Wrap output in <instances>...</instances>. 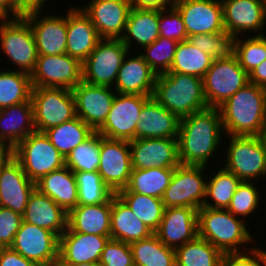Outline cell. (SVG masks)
<instances>
[{
  "label": "cell",
  "mask_w": 266,
  "mask_h": 266,
  "mask_svg": "<svg viewBox=\"0 0 266 266\" xmlns=\"http://www.w3.org/2000/svg\"><path fill=\"white\" fill-rule=\"evenodd\" d=\"M223 136L219 108H207L181 118L177 137L180 163L207 167L221 149Z\"/></svg>",
  "instance_id": "6da1fadb"
},
{
  "label": "cell",
  "mask_w": 266,
  "mask_h": 266,
  "mask_svg": "<svg viewBox=\"0 0 266 266\" xmlns=\"http://www.w3.org/2000/svg\"><path fill=\"white\" fill-rule=\"evenodd\" d=\"M219 110L225 135L261 136L266 129V89L249 82Z\"/></svg>",
  "instance_id": "7a4b0ae2"
},
{
  "label": "cell",
  "mask_w": 266,
  "mask_h": 266,
  "mask_svg": "<svg viewBox=\"0 0 266 266\" xmlns=\"http://www.w3.org/2000/svg\"><path fill=\"white\" fill-rule=\"evenodd\" d=\"M247 223L227 209H198V237L209 241L223 254L246 252L256 246L253 244L256 238ZM245 244L250 246L246 248Z\"/></svg>",
  "instance_id": "3957f363"
},
{
  "label": "cell",
  "mask_w": 266,
  "mask_h": 266,
  "mask_svg": "<svg viewBox=\"0 0 266 266\" xmlns=\"http://www.w3.org/2000/svg\"><path fill=\"white\" fill-rule=\"evenodd\" d=\"M152 97L179 119L208 108L203 79L187 74L157 75Z\"/></svg>",
  "instance_id": "277c9868"
},
{
  "label": "cell",
  "mask_w": 266,
  "mask_h": 266,
  "mask_svg": "<svg viewBox=\"0 0 266 266\" xmlns=\"http://www.w3.org/2000/svg\"><path fill=\"white\" fill-rule=\"evenodd\" d=\"M222 165L241 181L266 179V145L261 136H230ZM257 180V181H256Z\"/></svg>",
  "instance_id": "5b68a950"
},
{
  "label": "cell",
  "mask_w": 266,
  "mask_h": 266,
  "mask_svg": "<svg viewBox=\"0 0 266 266\" xmlns=\"http://www.w3.org/2000/svg\"><path fill=\"white\" fill-rule=\"evenodd\" d=\"M0 51L9 59L12 68L31 74L36 66L38 53L29 22L24 17L0 19Z\"/></svg>",
  "instance_id": "8992f818"
},
{
  "label": "cell",
  "mask_w": 266,
  "mask_h": 266,
  "mask_svg": "<svg viewBox=\"0 0 266 266\" xmlns=\"http://www.w3.org/2000/svg\"><path fill=\"white\" fill-rule=\"evenodd\" d=\"M11 155L34 183L65 166V158L50 142L48 136L36 130L19 142L11 150Z\"/></svg>",
  "instance_id": "52a82bcc"
},
{
  "label": "cell",
  "mask_w": 266,
  "mask_h": 266,
  "mask_svg": "<svg viewBox=\"0 0 266 266\" xmlns=\"http://www.w3.org/2000/svg\"><path fill=\"white\" fill-rule=\"evenodd\" d=\"M34 127L45 132L76 117L72 91L67 88L32 87Z\"/></svg>",
  "instance_id": "ba28073f"
},
{
  "label": "cell",
  "mask_w": 266,
  "mask_h": 266,
  "mask_svg": "<svg viewBox=\"0 0 266 266\" xmlns=\"http://www.w3.org/2000/svg\"><path fill=\"white\" fill-rule=\"evenodd\" d=\"M203 79V92L208 108H219L238 90L249 83L248 73L232 55L213 60Z\"/></svg>",
  "instance_id": "9c48e42d"
},
{
  "label": "cell",
  "mask_w": 266,
  "mask_h": 266,
  "mask_svg": "<svg viewBox=\"0 0 266 266\" xmlns=\"http://www.w3.org/2000/svg\"><path fill=\"white\" fill-rule=\"evenodd\" d=\"M129 49L121 39L101 38L82 63V81L114 87L118 71Z\"/></svg>",
  "instance_id": "30bf717a"
},
{
  "label": "cell",
  "mask_w": 266,
  "mask_h": 266,
  "mask_svg": "<svg viewBox=\"0 0 266 266\" xmlns=\"http://www.w3.org/2000/svg\"><path fill=\"white\" fill-rule=\"evenodd\" d=\"M206 169L209 168L182 164L175 167L169 186L161 198L164 207L200 209L206 198Z\"/></svg>",
  "instance_id": "8fae6325"
},
{
  "label": "cell",
  "mask_w": 266,
  "mask_h": 266,
  "mask_svg": "<svg viewBox=\"0 0 266 266\" xmlns=\"http://www.w3.org/2000/svg\"><path fill=\"white\" fill-rule=\"evenodd\" d=\"M82 62L67 53L38 55L30 74L33 87L67 88L72 90L82 81Z\"/></svg>",
  "instance_id": "7c38bea8"
},
{
  "label": "cell",
  "mask_w": 266,
  "mask_h": 266,
  "mask_svg": "<svg viewBox=\"0 0 266 266\" xmlns=\"http://www.w3.org/2000/svg\"><path fill=\"white\" fill-rule=\"evenodd\" d=\"M151 97L116 93L105 122L96 131L110 139L129 142L136 139L140 111Z\"/></svg>",
  "instance_id": "4fadbf2b"
},
{
  "label": "cell",
  "mask_w": 266,
  "mask_h": 266,
  "mask_svg": "<svg viewBox=\"0 0 266 266\" xmlns=\"http://www.w3.org/2000/svg\"><path fill=\"white\" fill-rule=\"evenodd\" d=\"M10 248L39 266H51L59 259V236L22 221Z\"/></svg>",
  "instance_id": "5bb4252c"
},
{
  "label": "cell",
  "mask_w": 266,
  "mask_h": 266,
  "mask_svg": "<svg viewBox=\"0 0 266 266\" xmlns=\"http://www.w3.org/2000/svg\"><path fill=\"white\" fill-rule=\"evenodd\" d=\"M131 171L129 141L110 139L101 135L98 173L114 194L126 188Z\"/></svg>",
  "instance_id": "9a60e30c"
},
{
  "label": "cell",
  "mask_w": 266,
  "mask_h": 266,
  "mask_svg": "<svg viewBox=\"0 0 266 266\" xmlns=\"http://www.w3.org/2000/svg\"><path fill=\"white\" fill-rule=\"evenodd\" d=\"M43 12V10L31 11L23 16L31 26L38 55L65 54L67 45V10L66 15L50 14V12L42 14Z\"/></svg>",
  "instance_id": "2e32d148"
},
{
  "label": "cell",
  "mask_w": 266,
  "mask_h": 266,
  "mask_svg": "<svg viewBox=\"0 0 266 266\" xmlns=\"http://www.w3.org/2000/svg\"><path fill=\"white\" fill-rule=\"evenodd\" d=\"M225 31L234 37L264 35L266 4L263 0H221ZM260 32V33H259ZM245 33V34H244Z\"/></svg>",
  "instance_id": "e0dca14e"
},
{
  "label": "cell",
  "mask_w": 266,
  "mask_h": 266,
  "mask_svg": "<svg viewBox=\"0 0 266 266\" xmlns=\"http://www.w3.org/2000/svg\"><path fill=\"white\" fill-rule=\"evenodd\" d=\"M71 91L76 116L96 131L105 122L117 92L110 86L91 85L83 81Z\"/></svg>",
  "instance_id": "ac0fdd59"
},
{
  "label": "cell",
  "mask_w": 266,
  "mask_h": 266,
  "mask_svg": "<svg viewBox=\"0 0 266 266\" xmlns=\"http://www.w3.org/2000/svg\"><path fill=\"white\" fill-rule=\"evenodd\" d=\"M173 6L181 14L188 37L225 31L221 0H181Z\"/></svg>",
  "instance_id": "d6986e66"
},
{
  "label": "cell",
  "mask_w": 266,
  "mask_h": 266,
  "mask_svg": "<svg viewBox=\"0 0 266 266\" xmlns=\"http://www.w3.org/2000/svg\"><path fill=\"white\" fill-rule=\"evenodd\" d=\"M35 183L24 173L20 163L10 154L0 165V206L24 215Z\"/></svg>",
  "instance_id": "ffe728a7"
},
{
  "label": "cell",
  "mask_w": 266,
  "mask_h": 266,
  "mask_svg": "<svg viewBox=\"0 0 266 266\" xmlns=\"http://www.w3.org/2000/svg\"><path fill=\"white\" fill-rule=\"evenodd\" d=\"M132 170L179 166L178 141L170 138H143L129 142Z\"/></svg>",
  "instance_id": "44dd1931"
},
{
  "label": "cell",
  "mask_w": 266,
  "mask_h": 266,
  "mask_svg": "<svg viewBox=\"0 0 266 266\" xmlns=\"http://www.w3.org/2000/svg\"><path fill=\"white\" fill-rule=\"evenodd\" d=\"M100 38L120 39L131 10L130 0H90L81 5Z\"/></svg>",
  "instance_id": "7402d4cb"
},
{
  "label": "cell",
  "mask_w": 266,
  "mask_h": 266,
  "mask_svg": "<svg viewBox=\"0 0 266 266\" xmlns=\"http://www.w3.org/2000/svg\"><path fill=\"white\" fill-rule=\"evenodd\" d=\"M167 247L176 249L198 236V210L192 207L165 208L155 232Z\"/></svg>",
  "instance_id": "603a6c76"
},
{
  "label": "cell",
  "mask_w": 266,
  "mask_h": 266,
  "mask_svg": "<svg viewBox=\"0 0 266 266\" xmlns=\"http://www.w3.org/2000/svg\"><path fill=\"white\" fill-rule=\"evenodd\" d=\"M125 56L113 89L119 94L152 96L157 74L135 52Z\"/></svg>",
  "instance_id": "cb8c5ba5"
},
{
  "label": "cell",
  "mask_w": 266,
  "mask_h": 266,
  "mask_svg": "<svg viewBox=\"0 0 266 266\" xmlns=\"http://www.w3.org/2000/svg\"><path fill=\"white\" fill-rule=\"evenodd\" d=\"M111 237L72 232L68 228L59 237V260L67 265L99 262Z\"/></svg>",
  "instance_id": "d4e9b609"
},
{
  "label": "cell",
  "mask_w": 266,
  "mask_h": 266,
  "mask_svg": "<svg viewBox=\"0 0 266 266\" xmlns=\"http://www.w3.org/2000/svg\"><path fill=\"white\" fill-rule=\"evenodd\" d=\"M99 37L90 17L80 6L67 9L66 53L82 63L95 49Z\"/></svg>",
  "instance_id": "484cf974"
},
{
  "label": "cell",
  "mask_w": 266,
  "mask_h": 266,
  "mask_svg": "<svg viewBox=\"0 0 266 266\" xmlns=\"http://www.w3.org/2000/svg\"><path fill=\"white\" fill-rule=\"evenodd\" d=\"M180 119L151 97L142 107L136 124V139H177Z\"/></svg>",
  "instance_id": "4316f807"
},
{
  "label": "cell",
  "mask_w": 266,
  "mask_h": 266,
  "mask_svg": "<svg viewBox=\"0 0 266 266\" xmlns=\"http://www.w3.org/2000/svg\"><path fill=\"white\" fill-rule=\"evenodd\" d=\"M68 213L36 188L31 193L23 221L55 232L59 237L67 229Z\"/></svg>",
  "instance_id": "83f0119b"
},
{
  "label": "cell",
  "mask_w": 266,
  "mask_h": 266,
  "mask_svg": "<svg viewBox=\"0 0 266 266\" xmlns=\"http://www.w3.org/2000/svg\"><path fill=\"white\" fill-rule=\"evenodd\" d=\"M34 131L32 100L0 110V143L10 150Z\"/></svg>",
  "instance_id": "f1b7e54d"
},
{
  "label": "cell",
  "mask_w": 266,
  "mask_h": 266,
  "mask_svg": "<svg viewBox=\"0 0 266 266\" xmlns=\"http://www.w3.org/2000/svg\"><path fill=\"white\" fill-rule=\"evenodd\" d=\"M112 197L105 203L77 205L68 212L67 228L72 232L110 237Z\"/></svg>",
  "instance_id": "f546056e"
},
{
  "label": "cell",
  "mask_w": 266,
  "mask_h": 266,
  "mask_svg": "<svg viewBox=\"0 0 266 266\" xmlns=\"http://www.w3.org/2000/svg\"><path fill=\"white\" fill-rule=\"evenodd\" d=\"M159 17V9L131 8L124 34L120 38L130 52L131 49L136 52V47L140 50L159 38Z\"/></svg>",
  "instance_id": "4dcf8cb0"
},
{
  "label": "cell",
  "mask_w": 266,
  "mask_h": 266,
  "mask_svg": "<svg viewBox=\"0 0 266 266\" xmlns=\"http://www.w3.org/2000/svg\"><path fill=\"white\" fill-rule=\"evenodd\" d=\"M35 188L50 197L67 213L78 205V187L74 173L64 166L35 182Z\"/></svg>",
  "instance_id": "1f68e13d"
},
{
  "label": "cell",
  "mask_w": 266,
  "mask_h": 266,
  "mask_svg": "<svg viewBox=\"0 0 266 266\" xmlns=\"http://www.w3.org/2000/svg\"><path fill=\"white\" fill-rule=\"evenodd\" d=\"M151 234L153 232L137 218L117 194H114L111 209V239L131 244L147 238Z\"/></svg>",
  "instance_id": "d6a6232c"
},
{
  "label": "cell",
  "mask_w": 266,
  "mask_h": 266,
  "mask_svg": "<svg viewBox=\"0 0 266 266\" xmlns=\"http://www.w3.org/2000/svg\"><path fill=\"white\" fill-rule=\"evenodd\" d=\"M175 168H150L132 170L128 185L120 191L162 198L169 186Z\"/></svg>",
  "instance_id": "836d02e7"
},
{
  "label": "cell",
  "mask_w": 266,
  "mask_h": 266,
  "mask_svg": "<svg viewBox=\"0 0 266 266\" xmlns=\"http://www.w3.org/2000/svg\"><path fill=\"white\" fill-rule=\"evenodd\" d=\"M213 172L211 175L208 174L206 198L202 207L227 209L241 180L222 165L218 167L216 172L215 170Z\"/></svg>",
  "instance_id": "e575fe53"
},
{
  "label": "cell",
  "mask_w": 266,
  "mask_h": 266,
  "mask_svg": "<svg viewBox=\"0 0 266 266\" xmlns=\"http://www.w3.org/2000/svg\"><path fill=\"white\" fill-rule=\"evenodd\" d=\"M95 130L78 116L70 121L47 129L44 133L64 158L80 143L89 138Z\"/></svg>",
  "instance_id": "d590c367"
},
{
  "label": "cell",
  "mask_w": 266,
  "mask_h": 266,
  "mask_svg": "<svg viewBox=\"0 0 266 266\" xmlns=\"http://www.w3.org/2000/svg\"><path fill=\"white\" fill-rule=\"evenodd\" d=\"M136 266H176L175 249L165 246L155 233L130 244Z\"/></svg>",
  "instance_id": "8d00e7d4"
},
{
  "label": "cell",
  "mask_w": 266,
  "mask_h": 266,
  "mask_svg": "<svg viewBox=\"0 0 266 266\" xmlns=\"http://www.w3.org/2000/svg\"><path fill=\"white\" fill-rule=\"evenodd\" d=\"M176 266H222L223 253L209 241L196 237L175 249Z\"/></svg>",
  "instance_id": "74e56055"
},
{
  "label": "cell",
  "mask_w": 266,
  "mask_h": 266,
  "mask_svg": "<svg viewBox=\"0 0 266 266\" xmlns=\"http://www.w3.org/2000/svg\"><path fill=\"white\" fill-rule=\"evenodd\" d=\"M213 58L202 52L189 40L178 42L169 72L203 78L212 65Z\"/></svg>",
  "instance_id": "f35d334b"
},
{
  "label": "cell",
  "mask_w": 266,
  "mask_h": 266,
  "mask_svg": "<svg viewBox=\"0 0 266 266\" xmlns=\"http://www.w3.org/2000/svg\"><path fill=\"white\" fill-rule=\"evenodd\" d=\"M4 68L0 70V110L31 100L33 87L30 74Z\"/></svg>",
  "instance_id": "ab89813d"
},
{
  "label": "cell",
  "mask_w": 266,
  "mask_h": 266,
  "mask_svg": "<svg viewBox=\"0 0 266 266\" xmlns=\"http://www.w3.org/2000/svg\"><path fill=\"white\" fill-rule=\"evenodd\" d=\"M117 195L148 229L155 233L165 210L161 198L142 195L131 191H119Z\"/></svg>",
  "instance_id": "60d3db41"
},
{
  "label": "cell",
  "mask_w": 266,
  "mask_h": 266,
  "mask_svg": "<svg viewBox=\"0 0 266 266\" xmlns=\"http://www.w3.org/2000/svg\"><path fill=\"white\" fill-rule=\"evenodd\" d=\"M101 135L95 131L74 148L65 158V166L73 173L98 171L100 164Z\"/></svg>",
  "instance_id": "b9f144b4"
},
{
  "label": "cell",
  "mask_w": 266,
  "mask_h": 266,
  "mask_svg": "<svg viewBox=\"0 0 266 266\" xmlns=\"http://www.w3.org/2000/svg\"><path fill=\"white\" fill-rule=\"evenodd\" d=\"M74 175L78 187V205L102 204L114 195L98 171L75 172Z\"/></svg>",
  "instance_id": "7bdbcfd3"
},
{
  "label": "cell",
  "mask_w": 266,
  "mask_h": 266,
  "mask_svg": "<svg viewBox=\"0 0 266 266\" xmlns=\"http://www.w3.org/2000/svg\"><path fill=\"white\" fill-rule=\"evenodd\" d=\"M235 37L234 55L240 66L249 74L266 60V35Z\"/></svg>",
  "instance_id": "ee69618b"
},
{
  "label": "cell",
  "mask_w": 266,
  "mask_h": 266,
  "mask_svg": "<svg viewBox=\"0 0 266 266\" xmlns=\"http://www.w3.org/2000/svg\"><path fill=\"white\" fill-rule=\"evenodd\" d=\"M177 44L173 39L159 36L152 44L142 48L145 53H139L157 75L165 74L170 70Z\"/></svg>",
  "instance_id": "f6af8a7d"
},
{
  "label": "cell",
  "mask_w": 266,
  "mask_h": 266,
  "mask_svg": "<svg viewBox=\"0 0 266 266\" xmlns=\"http://www.w3.org/2000/svg\"><path fill=\"white\" fill-rule=\"evenodd\" d=\"M188 40L213 60L228 59L234 55L235 37L226 31L194 35L188 37Z\"/></svg>",
  "instance_id": "bcb514c9"
},
{
  "label": "cell",
  "mask_w": 266,
  "mask_h": 266,
  "mask_svg": "<svg viewBox=\"0 0 266 266\" xmlns=\"http://www.w3.org/2000/svg\"><path fill=\"white\" fill-rule=\"evenodd\" d=\"M255 181H241L238 185L227 210L234 216L246 219L256 212L262 204L260 187ZM250 215V216H249Z\"/></svg>",
  "instance_id": "7dc6e473"
},
{
  "label": "cell",
  "mask_w": 266,
  "mask_h": 266,
  "mask_svg": "<svg viewBox=\"0 0 266 266\" xmlns=\"http://www.w3.org/2000/svg\"><path fill=\"white\" fill-rule=\"evenodd\" d=\"M159 36L173 39L177 42L188 40L181 14L174 6L160 10Z\"/></svg>",
  "instance_id": "c3c4849f"
},
{
  "label": "cell",
  "mask_w": 266,
  "mask_h": 266,
  "mask_svg": "<svg viewBox=\"0 0 266 266\" xmlns=\"http://www.w3.org/2000/svg\"><path fill=\"white\" fill-rule=\"evenodd\" d=\"M100 266H133V254L130 244L109 239L99 260Z\"/></svg>",
  "instance_id": "681fc988"
},
{
  "label": "cell",
  "mask_w": 266,
  "mask_h": 266,
  "mask_svg": "<svg viewBox=\"0 0 266 266\" xmlns=\"http://www.w3.org/2000/svg\"><path fill=\"white\" fill-rule=\"evenodd\" d=\"M23 216L11 209L0 206V247L7 248L13 243L19 230Z\"/></svg>",
  "instance_id": "f907efd6"
},
{
  "label": "cell",
  "mask_w": 266,
  "mask_h": 266,
  "mask_svg": "<svg viewBox=\"0 0 266 266\" xmlns=\"http://www.w3.org/2000/svg\"><path fill=\"white\" fill-rule=\"evenodd\" d=\"M258 246L246 252L224 254L222 266H264L263 249Z\"/></svg>",
  "instance_id": "816d5d0a"
},
{
  "label": "cell",
  "mask_w": 266,
  "mask_h": 266,
  "mask_svg": "<svg viewBox=\"0 0 266 266\" xmlns=\"http://www.w3.org/2000/svg\"><path fill=\"white\" fill-rule=\"evenodd\" d=\"M0 266H39L10 247L0 249Z\"/></svg>",
  "instance_id": "f5cc1de1"
},
{
  "label": "cell",
  "mask_w": 266,
  "mask_h": 266,
  "mask_svg": "<svg viewBox=\"0 0 266 266\" xmlns=\"http://www.w3.org/2000/svg\"><path fill=\"white\" fill-rule=\"evenodd\" d=\"M48 0H17V17H23L31 11L45 9V4Z\"/></svg>",
  "instance_id": "db71d44e"
},
{
  "label": "cell",
  "mask_w": 266,
  "mask_h": 266,
  "mask_svg": "<svg viewBox=\"0 0 266 266\" xmlns=\"http://www.w3.org/2000/svg\"><path fill=\"white\" fill-rule=\"evenodd\" d=\"M131 7L135 9H165L173 6L170 0H130Z\"/></svg>",
  "instance_id": "11a10c76"
},
{
  "label": "cell",
  "mask_w": 266,
  "mask_h": 266,
  "mask_svg": "<svg viewBox=\"0 0 266 266\" xmlns=\"http://www.w3.org/2000/svg\"><path fill=\"white\" fill-rule=\"evenodd\" d=\"M249 82L266 89V60L249 74Z\"/></svg>",
  "instance_id": "9f6ffc18"
},
{
  "label": "cell",
  "mask_w": 266,
  "mask_h": 266,
  "mask_svg": "<svg viewBox=\"0 0 266 266\" xmlns=\"http://www.w3.org/2000/svg\"><path fill=\"white\" fill-rule=\"evenodd\" d=\"M0 16L17 17V0H0Z\"/></svg>",
  "instance_id": "6f0895ef"
},
{
  "label": "cell",
  "mask_w": 266,
  "mask_h": 266,
  "mask_svg": "<svg viewBox=\"0 0 266 266\" xmlns=\"http://www.w3.org/2000/svg\"><path fill=\"white\" fill-rule=\"evenodd\" d=\"M11 154V150L3 143H0V165L8 158Z\"/></svg>",
  "instance_id": "680465c9"
},
{
  "label": "cell",
  "mask_w": 266,
  "mask_h": 266,
  "mask_svg": "<svg viewBox=\"0 0 266 266\" xmlns=\"http://www.w3.org/2000/svg\"><path fill=\"white\" fill-rule=\"evenodd\" d=\"M70 266H100V264L99 262H87V263L73 264Z\"/></svg>",
  "instance_id": "91938a15"
},
{
  "label": "cell",
  "mask_w": 266,
  "mask_h": 266,
  "mask_svg": "<svg viewBox=\"0 0 266 266\" xmlns=\"http://www.w3.org/2000/svg\"><path fill=\"white\" fill-rule=\"evenodd\" d=\"M51 266H70V265H67L65 263H63L62 261H60L59 259H57L56 261H54Z\"/></svg>",
  "instance_id": "94428289"
},
{
  "label": "cell",
  "mask_w": 266,
  "mask_h": 266,
  "mask_svg": "<svg viewBox=\"0 0 266 266\" xmlns=\"http://www.w3.org/2000/svg\"><path fill=\"white\" fill-rule=\"evenodd\" d=\"M261 137L263 138L265 145H266V129L264 130V132L262 133Z\"/></svg>",
  "instance_id": "6125c7cd"
},
{
  "label": "cell",
  "mask_w": 266,
  "mask_h": 266,
  "mask_svg": "<svg viewBox=\"0 0 266 266\" xmlns=\"http://www.w3.org/2000/svg\"><path fill=\"white\" fill-rule=\"evenodd\" d=\"M264 266H266V250L263 249Z\"/></svg>",
  "instance_id": "be15d7a7"
},
{
  "label": "cell",
  "mask_w": 266,
  "mask_h": 266,
  "mask_svg": "<svg viewBox=\"0 0 266 266\" xmlns=\"http://www.w3.org/2000/svg\"><path fill=\"white\" fill-rule=\"evenodd\" d=\"M173 4H175L176 2L178 1H181V0H170Z\"/></svg>",
  "instance_id": "e7e4bbea"
}]
</instances>
